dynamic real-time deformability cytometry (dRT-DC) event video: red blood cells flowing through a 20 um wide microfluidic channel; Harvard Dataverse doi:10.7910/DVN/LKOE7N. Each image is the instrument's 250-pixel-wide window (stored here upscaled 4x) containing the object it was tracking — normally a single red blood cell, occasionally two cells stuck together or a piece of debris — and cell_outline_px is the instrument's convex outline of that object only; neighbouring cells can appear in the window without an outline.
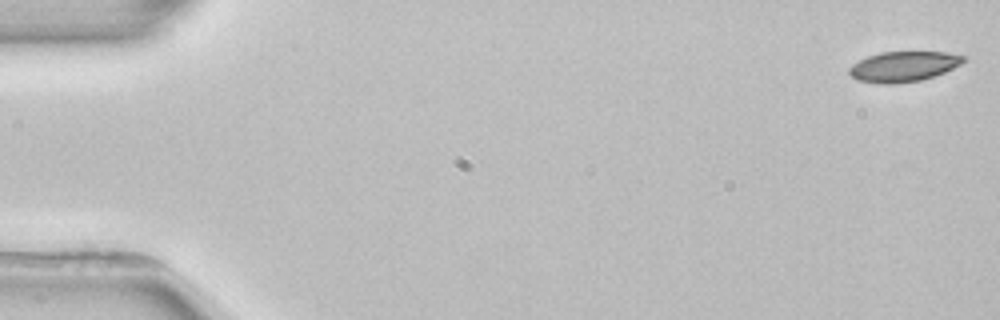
{"species": "common noctule bat (a hibernating species)", "species_latin": "Nyctalus noctula", "temperature_condition": "room temperature", "stored_images_in_passage": 6, "segment_of_instrument_passage": [2, 2], "camera_frame_rate_fps": 3000, "um_per_image_px": 0.085, "animal": {"sex": "female", "body_mass_g": 22.7, "forearm_length_mm": 54.2}, "frame": {"image": 1, "passage_image": 6, "time_ms": 6.333, "image_size_px": [1000, 320], "cell_outline_px": [[964, 60], [960, 64], [944, 72], [920, 80], [896, 84], [880, 84], [856, 80], [848, 72], [848, 68], [852, 64], [868, 56], [880, 52], [948, 52], [964, 56]], "centroid_in_image_um": [76.74, 5.66], "position_along_channel_um": 8.3, "area_um2": 20.06}}